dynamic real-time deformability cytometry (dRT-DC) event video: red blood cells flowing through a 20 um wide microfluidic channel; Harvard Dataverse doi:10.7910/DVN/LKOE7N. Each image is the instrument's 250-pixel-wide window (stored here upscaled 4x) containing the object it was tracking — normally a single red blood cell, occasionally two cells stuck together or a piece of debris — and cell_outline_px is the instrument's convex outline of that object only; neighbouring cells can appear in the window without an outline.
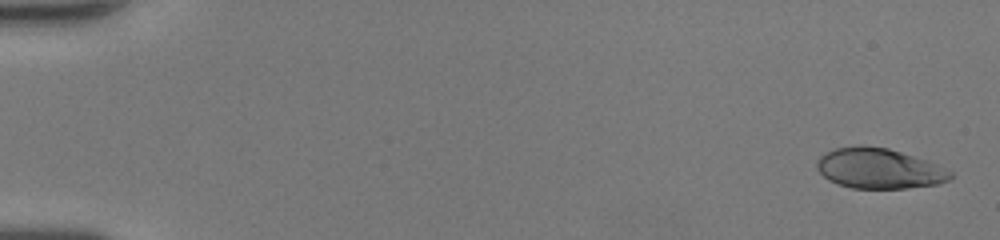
{"species": "human", "species_latin": "Homo sapiens", "temperature_condition": "room temperature", "stored_images_in_passage": 49, "camera_frame_rate_fps": 3000, "um_per_image_px": 0.085, "donor": {"sex": "female"}, "frame": {"image": 1, "passage_image": 1, "time_ms": 0.0, "image_size_px": [1000, 240], "cell_outline_px": [[952, 176], [948, 180], [940, 184], [908, 188], [852, 188], [836, 184], [828, 180], [816, 168], [816, 160], [824, 152], [836, 148], [860, 144], [864, 144], [888, 148], [936, 164], [952, 172]], "centroid_in_image_um": [74.67, 14.31], "position_along_channel_um": 10.3, "area_um2": 31.5}}
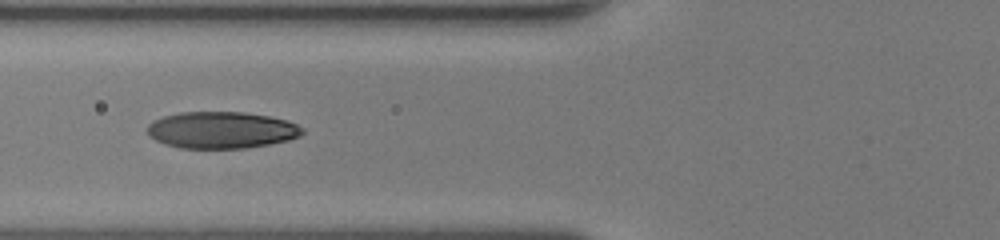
{"frame": {"image": 2, "passage_image": 20, "time_ms": 6.333, "image_size_px": [1000, 240], "cell_outline_px": [[304, 132], [300, 136], [288, 140], [268, 144], [244, 148], [180, 148], [164, 144], [148, 136], [148, 124], [164, 116], [180, 112], [244, 112], [268, 116], [288, 120], [304, 128]], "centroid_in_image_um": [18.84, 11.05], "position_along_channel_um": 107.0, "area_um2": 33.18}}
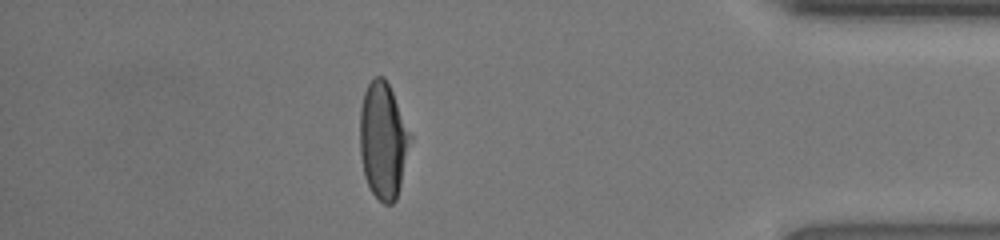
{"frame": {"image": 3, "passage_image": 43, "time_ms": 14.0, "image_size_px": [1000, 240], "cell_outline_px": [[412, 140], [396, 200], [392, 204], [384, 204], [372, 192], [364, 176], [360, 156], [360, 108], [364, 92], [372, 76], [384, 76], [392, 92], [412, 136]], "centroid_in_image_um": [32.56, 11.93], "position_along_channel_um": 402.6, "area_um2": 34.22}, "authors_computed_cell_mechanics": {"area_um2": 33.6974, "velocity_mm_per_s": 4.3173, "shape_relaxation_time_tau1_ms": 5.0426, "shape_relaxation_time_tau2_ms": 0.8214, "deformation_change_tau1": 0.2462, "deformation_change_tau2": 0.0526}}